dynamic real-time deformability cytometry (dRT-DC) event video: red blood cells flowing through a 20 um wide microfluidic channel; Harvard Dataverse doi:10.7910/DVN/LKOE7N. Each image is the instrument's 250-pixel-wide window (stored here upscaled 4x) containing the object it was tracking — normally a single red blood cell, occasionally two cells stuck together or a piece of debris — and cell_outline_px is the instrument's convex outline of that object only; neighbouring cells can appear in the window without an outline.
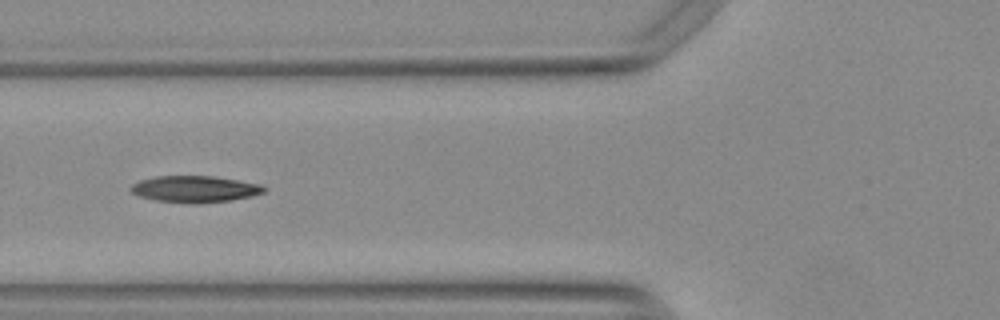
{"species": "Egyptian fruit bat (a non-hibernating species)", "species_latin": "Rousettus aegyptiacus", "temperature_condition": "warm", "stored_images_in_passage": 22, "camera_frame_rate_fps": 3000, "um_per_image_px": 0.085, "animal": {"sex": "female"}, "frame": {"image": 1, "passage_image": 7, "time_ms": 2.0, "image_size_px": [1000, 320], "cell_outline_px": [[268, 188], [264, 192], [252, 196], [232, 200], [196, 204], [192, 204], [156, 200], [140, 196], [132, 192], [128, 188], [132, 184], [140, 180], [156, 176], [212, 176], [260, 184]], "centroid_in_image_um": [16.56, 16.07], "position_along_channel_um": 109.2, "area_um2": 20.63}}
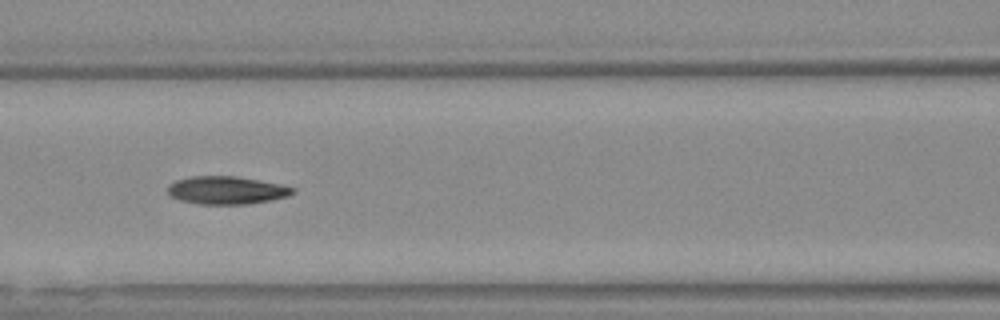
{"frame": {"image": 2, "passage_image": 10, "time_ms": 3.0, "image_size_px": [1000, 320], "cell_outline_px": [[296, 188], [288, 196], [268, 200], [244, 204], [200, 204], [180, 200], [172, 196], [168, 192], [168, 184], [176, 180], [192, 176], [236, 176], [280, 184]], "centroid_in_image_um": [19.22, 16.16], "position_along_channel_um": 147.4, "area_um2": 20.06}}
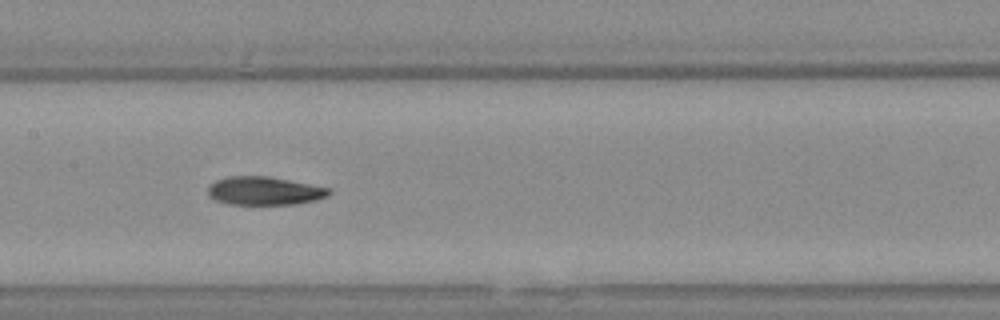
{"frame": {"image": 3, "passage_image": 13, "time_ms": 4.0, "image_size_px": [1000, 320], "cell_outline_px": [[332, 192], [328, 196], [316, 200], [292, 204], [228, 204], [216, 200], [208, 196], [208, 188], [216, 180], [228, 176], [268, 176], [328, 188]], "centroid_in_image_um": [22.45, 16.22], "position_along_channel_um": 185.0, "area_um2": 19.77}}